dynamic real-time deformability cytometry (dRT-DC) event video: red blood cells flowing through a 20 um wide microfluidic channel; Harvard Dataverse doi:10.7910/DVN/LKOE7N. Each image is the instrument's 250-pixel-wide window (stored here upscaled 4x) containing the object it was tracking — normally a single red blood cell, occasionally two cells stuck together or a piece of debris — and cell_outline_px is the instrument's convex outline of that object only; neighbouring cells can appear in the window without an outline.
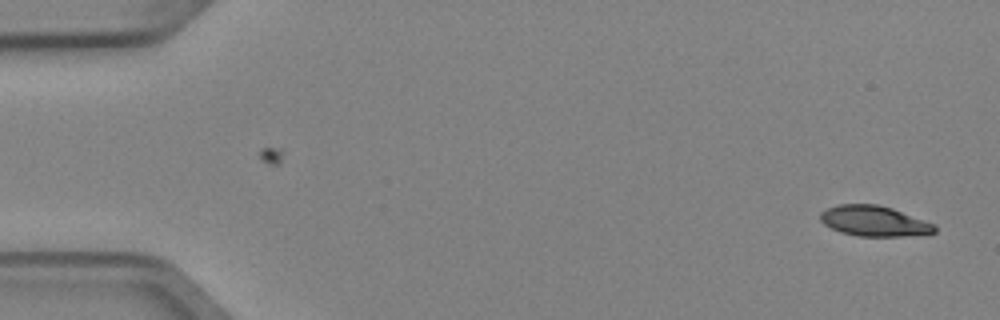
{"species": "Egyptian fruit bat (a non-hibernating species)", "species_latin": "Rousettus aegyptiacus", "temperature_condition": "cold", "stored_images_in_passage": 4, "camera_frame_rate_fps": 3000, "um_per_image_px": 0.085, "animal": {"sex": "female"}, "frame": {"image": 1, "passage_image": 4, "time_ms": 1.0, "image_size_px": [1000, 320], "cell_outline_px": [[936, 232], [904, 236], [860, 236], [840, 232], [824, 224], [820, 220], [820, 212], [828, 208], [840, 204], [876, 204], [892, 208], [936, 224]], "centroid_in_image_um": [74.3, 18.78], "position_along_channel_um": 10.7, "area_um2": 20.17}}